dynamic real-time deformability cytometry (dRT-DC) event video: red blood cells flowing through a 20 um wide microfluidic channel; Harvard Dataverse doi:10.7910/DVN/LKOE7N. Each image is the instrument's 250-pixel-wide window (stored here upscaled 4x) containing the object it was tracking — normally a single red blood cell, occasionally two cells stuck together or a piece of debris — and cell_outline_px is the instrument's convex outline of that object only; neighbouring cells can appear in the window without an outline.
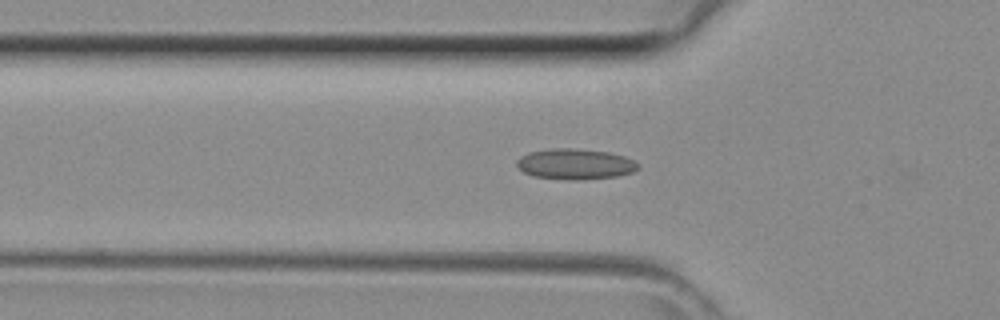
{"species": "common noctule bat (a hibernating species)", "species_latin": "Nyctalus noctula", "temperature_condition": "room temperature", "stored_images_in_passage": 37, "camera_frame_rate_fps": 3000, "um_per_image_px": 0.085, "animal": {"sex": "female", "body_mass_g": 29.2, "forearm_length_mm": 56.3}, "frame": {"image": 1, "passage_image": 13, "time_ms": 4.0, "image_size_px": [1000, 320], "cell_outline_px": [[640, 164], [632, 172], [616, 176], [580, 180], [576, 180], [532, 176], [524, 172], [516, 164], [516, 160], [520, 156], [528, 152], [552, 148], [572, 148], [608, 152], [624, 156]], "centroid_in_image_um": [48.85, 13.94], "position_along_channel_um": 76.9, "area_um2": 21.5}}
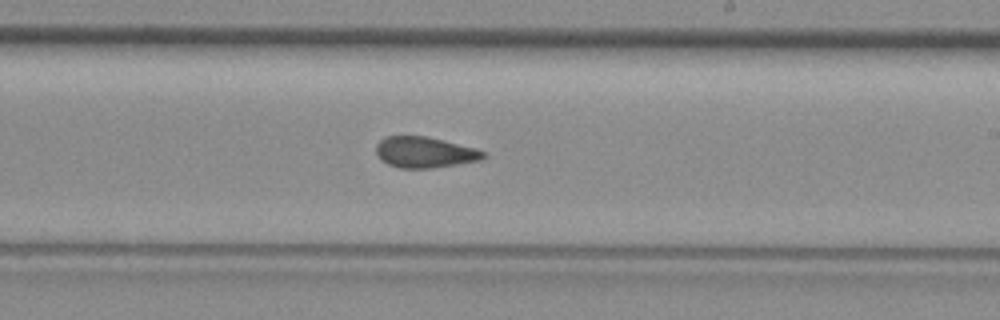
{"frame": {"image": 2, "passage_image": 24, "time_ms": 7.667, "image_size_px": [1000, 320], "cell_outline_px": [[488, 156], [484, 160], [432, 168], [400, 168], [388, 164], [380, 160], [376, 152], [376, 144], [380, 140], [388, 136], [424, 136], [476, 148], [488, 152]], "centroid_in_image_um": [36.15, 12.96], "position_along_channel_um": 252.9, "area_um2": 19.48}}
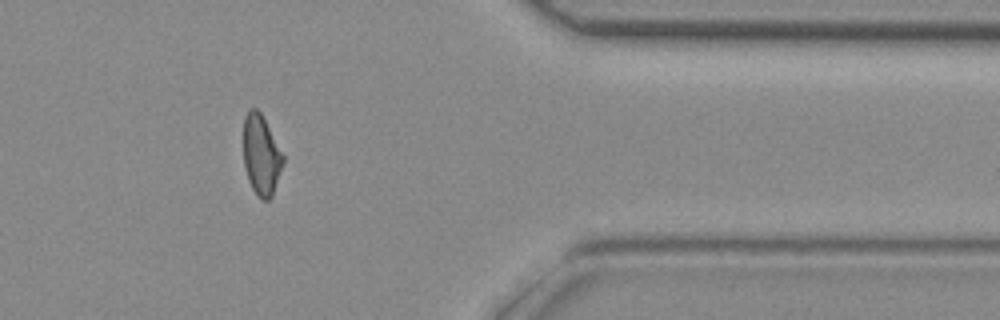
{"frame": {"image": 3, "passage_image": 34, "time_ms": 11.0, "image_size_px": [1000, 320], "cell_outline_px": [[284, 164], [272, 196], [268, 200], [260, 200], [256, 196], [248, 180], [244, 164], [244, 116], [252, 108], [256, 108], [260, 112], [284, 156]], "centroid_in_image_um": [22.21, 13.23], "position_along_channel_um": 389.2, "area_um2": 18.44}}